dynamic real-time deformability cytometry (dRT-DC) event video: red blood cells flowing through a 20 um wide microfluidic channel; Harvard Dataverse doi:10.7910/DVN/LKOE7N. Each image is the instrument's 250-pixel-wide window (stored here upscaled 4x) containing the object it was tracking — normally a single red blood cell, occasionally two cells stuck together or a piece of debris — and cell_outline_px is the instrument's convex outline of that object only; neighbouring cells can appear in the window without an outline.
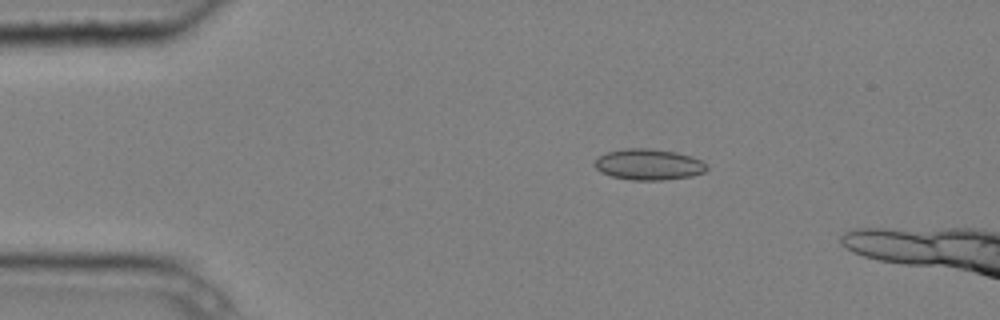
{"species": "common noctule bat (a hibernating species)", "species_latin": "Nyctalus noctula", "temperature_condition": "cold", "stored_images_in_passage": 4, "camera_frame_rate_fps": 3000, "um_per_image_px": 0.085, "animal": {"sex": "male", "body_mass_g": 20.4}, "frame": {"image": 1, "passage_image": 2, "time_ms": 0.333, "image_size_px": [1000, 320], "cell_outline_px": [[708, 168], [704, 172], [692, 176], [664, 180], [632, 180], [612, 176], [600, 172], [592, 164], [600, 156], [608, 152], [624, 148], [648, 148], [676, 152], [692, 156], [700, 160]], "centroid_in_image_um": [55.12, 13.98], "position_along_channel_um": 29.9, "area_um2": 20.23}}